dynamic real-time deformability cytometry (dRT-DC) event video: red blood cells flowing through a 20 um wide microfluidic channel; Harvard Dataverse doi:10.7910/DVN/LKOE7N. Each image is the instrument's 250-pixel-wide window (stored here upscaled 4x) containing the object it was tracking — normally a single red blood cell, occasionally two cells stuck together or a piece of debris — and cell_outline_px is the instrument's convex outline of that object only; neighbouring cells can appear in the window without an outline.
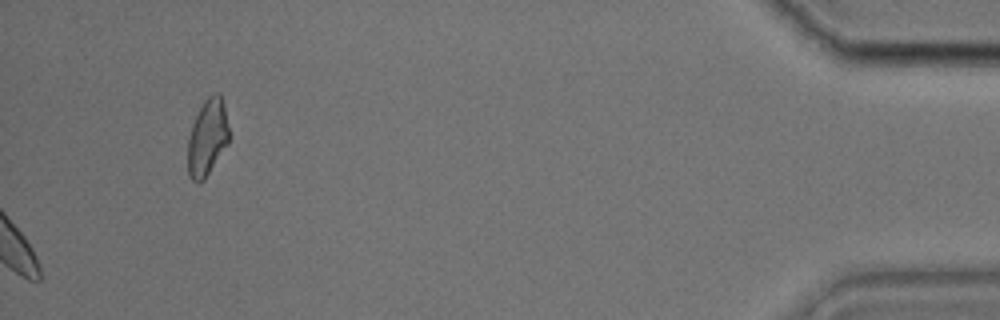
{"species": "common noctule bat (a hibernating species)", "species_latin": "Nyctalus noctula", "temperature_condition": "cold", "stored_images_in_passage": 31, "camera_frame_rate_fps": 3000, "um_per_image_px": 0.085, "animal": {"sex": "male", "body_mass_g": 17.9, "forearm_length_mm": 54.2}, "frame": {"image": 1, "passage_image": 31, "time_ms": 10.0, "image_size_px": [1000, 320], "cell_outline_px": [[228, 144], [204, 180], [196, 184], [188, 176], [188, 136], [192, 124], [204, 100], [208, 96], [216, 92], [220, 96], [224, 108], [228, 128]], "centroid_in_image_um": [17.6, 11.74], "position_along_channel_um": 417.6, "area_um2": 18.21}}